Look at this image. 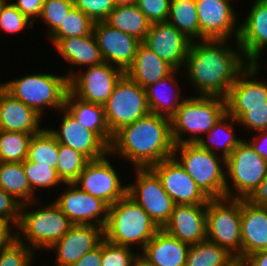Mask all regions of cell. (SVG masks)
Segmentation results:
<instances>
[{"label":"cell","mask_w":267,"mask_h":266,"mask_svg":"<svg viewBox=\"0 0 267 266\" xmlns=\"http://www.w3.org/2000/svg\"><path fill=\"white\" fill-rule=\"evenodd\" d=\"M228 41V42H227ZM236 47L229 40L192 41L183 69L185 80L191 83L197 96L226 97L237 76L249 65L238 41ZM187 71V72H186ZM193 84V85H192Z\"/></svg>","instance_id":"cell-1"},{"label":"cell","mask_w":267,"mask_h":266,"mask_svg":"<svg viewBox=\"0 0 267 266\" xmlns=\"http://www.w3.org/2000/svg\"><path fill=\"white\" fill-rule=\"evenodd\" d=\"M174 148L171 119L150 112L113 134L109 154L129 161L134 168H151L173 157Z\"/></svg>","instance_id":"cell-2"},{"label":"cell","mask_w":267,"mask_h":266,"mask_svg":"<svg viewBox=\"0 0 267 266\" xmlns=\"http://www.w3.org/2000/svg\"><path fill=\"white\" fill-rule=\"evenodd\" d=\"M39 200L21 204L17 225V240L34 252L48 250L73 226L54 201L40 208ZM33 206L38 208L33 210Z\"/></svg>","instance_id":"cell-3"},{"label":"cell","mask_w":267,"mask_h":266,"mask_svg":"<svg viewBox=\"0 0 267 266\" xmlns=\"http://www.w3.org/2000/svg\"><path fill=\"white\" fill-rule=\"evenodd\" d=\"M160 230L148 213L128 194L109 206L104 238L111 243L142 250Z\"/></svg>","instance_id":"cell-4"},{"label":"cell","mask_w":267,"mask_h":266,"mask_svg":"<svg viewBox=\"0 0 267 266\" xmlns=\"http://www.w3.org/2000/svg\"><path fill=\"white\" fill-rule=\"evenodd\" d=\"M226 113L224 97L197 95L187 97L171 118L175 145L198 143Z\"/></svg>","instance_id":"cell-5"},{"label":"cell","mask_w":267,"mask_h":266,"mask_svg":"<svg viewBox=\"0 0 267 266\" xmlns=\"http://www.w3.org/2000/svg\"><path fill=\"white\" fill-rule=\"evenodd\" d=\"M0 85L14 98L33 108L40 116L46 109L60 112L69 91V79L64 74L32 73Z\"/></svg>","instance_id":"cell-6"},{"label":"cell","mask_w":267,"mask_h":266,"mask_svg":"<svg viewBox=\"0 0 267 266\" xmlns=\"http://www.w3.org/2000/svg\"><path fill=\"white\" fill-rule=\"evenodd\" d=\"M173 157L209 199L226 197V160L198 143L175 145Z\"/></svg>","instance_id":"cell-7"},{"label":"cell","mask_w":267,"mask_h":266,"mask_svg":"<svg viewBox=\"0 0 267 266\" xmlns=\"http://www.w3.org/2000/svg\"><path fill=\"white\" fill-rule=\"evenodd\" d=\"M245 139L226 159L227 198L247 199L267 174V161Z\"/></svg>","instance_id":"cell-8"},{"label":"cell","mask_w":267,"mask_h":266,"mask_svg":"<svg viewBox=\"0 0 267 266\" xmlns=\"http://www.w3.org/2000/svg\"><path fill=\"white\" fill-rule=\"evenodd\" d=\"M207 239L241 256V199H210L206 211Z\"/></svg>","instance_id":"cell-9"},{"label":"cell","mask_w":267,"mask_h":266,"mask_svg":"<svg viewBox=\"0 0 267 266\" xmlns=\"http://www.w3.org/2000/svg\"><path fill=\"white\" fill-rule=\"evenodd\" d=\"M104 111L108 129L113 135L123 126L150 113L146 90L124 73L104 104Z\"/></svg>","instance_id":"cell-10"},{"label":"cell","mask_w":267,"mask_h":266,"mask_svg":"<svg viewBox=\"0 0 267 266\" xmlns=\"http://www.w3.org/2000/svg\"><path fill=\"white\" fill-rule=\"evenodd\" d=\"M85 68L76 72L70 65L71 70L65 74L69 79V91L85 102L104 105L125 72L107 62Z\"/></svg>","instance_id":"cell-11"},{"label":"cell","mask_w":267,"mask_h":266,"mask_svg":"<svg viewBox=\"0 0 267 266\" xmlns=\"http://www.w3.org/2000/svg\"><path fill=\"white\" fill-rule=\"evenodd\" d=\"M135 172L136 180L127 184V194L162 229L169 221L176 204L164 190L160 178L151 168H135Z\"/></svg>","instance_id":"cell-12"},{"label":"cell","mask_w":267,"mask_h":266,"mask_svg":"<svg viewBox=\"0 0 267 266\" xmlns=\"http://www.w3.org/2000/svg\"><path fill=\"white\" fill-rule=\"evenodd\" d=\"M109 158L110 154H107L103 158L90 160L74 184L111 206L127 194L128 185L122 184V178Z\"/></svg>","instance_id":"cell-13"},{"label":"cell","mask_w":267,"mask_h":266,"mask_svg":"<svg viewBox=\"0 0 267 266\" xmlns=\"http://www.w3.org/2000/svg\"><path fill=\"white\" fill-rule=\"evenodd\" d=\"M230 1L233 0H195L201 40H230L234 37L232 39L238 41L239 15Z\"/></svg>","instance_id":"cell-14"},{"label":"cell","mask_w":267,"mask_h":266,"mask_svg":"<svg viewBox=\"0 0 267 266\" xmlns=\"http://www.w3.org/2000/svg\"><path fill=\"white\" fill-rule=\"evenodd\" d=\"M67 187L54 202L69 218L73 225H97L105 227L109 205L100 198L81 190L74 183H64Z\"/></svg>","instance_id":"cell-15"},{"label":"cell","mask_w":267,"mask_h":266,"mask_svg":"<svg viewBox=\"0 0 267 266\" xmlns=\"http://www.w3.org/2000/svg\"><path fill=\"white\" fill-rule=\"evenodd\" d=\"M151 169L176 205H207L209 202L210 199L174 157L162 160Z\"/></svg>","instance_id":"cell-16"},{"label":"cell","mask_w":267,"mask_h":266,"mask_svg":"<svg viewBox=\"0 0 267 266\" xmlns=\"http://www.w3.org/2000/svg\"><path fill=\"white\" fill-rule=\"evenodd\" d=\"M260 68L261 65H248L225 97L226 111L236 120L245 113V106H267V82L257 77Z\"/></svg>","instance_id":"cell-17"},{"label":"cell","mask_w":267,"mask_h":266,"mask_svg":"<svg viewBox=\"0 0 267 266\" xmlns=\"http://www.w3.org/2000/svg\"><path fill=\"white\" fill-rule=\"evenodd\" d=\"M104 239V228L97 225H73L48 250L55 254V266H71Z\"/></svg>","instance_id":"cell-18"},{"label":"cell","mask_w":267,"mask_h":266,"mask_svg":"<svg viewBox=\"0 0 267 266\" xmlns=\"http://www.w3.org/2000/svg\"><path fill=\"white\" fill-rule=\"evenodd\" d=\"M143 43L175 70H182L191 41L166 21L151 23Z\"/></svg>","instance_id":"cell-19"},{"label":"cell","mask_w":267,"mask_h":266,"mask_svg":"<svg viewBox=\"0 0 267 266\" xmlns=\"http://www.w3.org/2000/svg\"><path fill=\"white\" fill-rule=\"evenodd\" d=\"M93 34L104 62L117 66L124 72L133 64L141 43L136 37L110 27L104 21H96Z\"/></svg>","instance_id":"cell-20"},{"label":"cell","mask_w":267,"mask_h":266,"mask_svg":"<svg viewBox=\"0 0 267 266\" xmlns=\"http://www.w3.org/2000/svg\"><path fill=\"white\" fill-rule=\"evenodd\" d=\"M60 111L63 117L60 128L48 127L59 144L79 151L89 160H97L109 154V146L94 131L77 122L65 108Z\"/></svg>","instance_id":"cell-21"},{"label":"cell","mask_w":267,"mask_h":266,"mask_svg":"<svg viewBox=\"0 0 267 266\" xmlns=\"http://www.w3.org/2000/svg\"><path fill=\"white\" fill-rule=\"evenodd\" d=\"M250 8L239 24L238 44L249 65H261L259 57L267 47V0H254Z\"/></svg>","instance_id":"cell-22"},{"label":"cell","mask_w":267,"mask_h":266,"mask_svg":"<svg viewBox=\"0 0 267 266\" xmlns=\"http://www.w3.org/2000/svg\"><path fill=\"white\" fill-rule=\"evenodd\" d=\"M206 211L207 205H175L162 229L190 245L206 240Z\"/></svg>","instance_id":"cell-23"},{"label":"cell","mask_w":267,"mask_h":266,"mask_svg":"<svg viewBox=\"0 0 267 266\" xmlns=\"http://www.w3.org/2000/svg\"><path fill=\"white\" fill-rule=\"evenodd\" d=\"M190 244L160 229L139 254L145 266H186Z\"/></svg>","instance_id":"cell-24"},{"label":"cell","mask_w":267,"mask_h":266,"mask_svg":"<svg viewBox=\"0 0 267 266\" xmlns=\"http://www.w3.org/2000/svg\"><path fill=\"white\" fill-rule=\"evenodd\" d=\"M42 118L0 85V130L34 135L44 128L41 126Z\"/></svg>","instance_id":"cell-25"},{"label":"cell","mask_w":267,"mask_h":266,"mask_svg":"<svg viewBox=\"0 0 267 266\" xmlns=\"http://www.w3.org/2000/svg\"><path fill=\"white\" fill-rule=\"evenodd\" d=\"M267 250V207L241 199V256Z\"/></svg>","instance_id":"cell-26"},{"label":"cell","mask_w":267,"mask_h":266,"mask_svg":"<svg viewBox=\"0 0 267 266\" xmlns=\"http://www.w3.org/2000/svg\"><path fill=\"white\" fill-rule=\"evenodd\" d=\"M180 72V70H174L167 77L145 88L147 103L151 113L170 119L176 114L177 109L187 98L186 96L182 97V92L179 91L181 88L178 80L182 81L178 79L180 77L179 74H181Z\"/></svg>","instance_id":"cell-27"},{"label":"cell","mask_w":267,"mask_h":266,"mask_svg":"<svg viewBox=\"0 0 267 266\" xmlns=\"http://www.w3.org/2000/svg\"><path fill=\"white\" fill-rule=\"evenodd\" d=\"M50 41L62 59L73 67L81 68L83 66L85 68L100 65L104 62L93 33L79 37L50 39Z\"/></svg>","instance_id":"cell-28"},{"label":"cell","mask_w":267,"mask_h":266,"mask_svg":"<svg viewBox=\"0 0 267 266\" xmlns=\"http://www.w3.org/2000/svg\"><path fill=\"white\" fill-rule=\"evenodd\" d=\"M174 70L171 65L141 42L137 48L133 64L125 71V74L145 89L156 81L167 77Z\"/></svg>","instance_id":"cell-29"},{"label":"cell","mask_w":267,"mask_h":266,"mask_svg":"<svg viewBox=\"0 0 267 266\" xmlns=\"http://www.w3.org/2000/svg\"><path fill=\"white\" fill-rule=\"evenodd\" d=\"M64 108L77 122L85 126L86 129L94 131L110 146L113 135L106 123L104 105L85 102L68 91Z\"/></svg>","instance_id":"cell-30"},{"label":"cell","mask_w":267,"mask_h":266,"mask_svg":"<svg viewBox=\"0 0 267 266\" xmlns=\"http://www.w3.org/2000/svg\"><path fill=\"white\" fill-rule=\"evenodd\" d=\"M235 123L238 124V121L226 113L218 120L213 128L198 141V144L202 148L226 160L231 155L232 151L244 140L236 136Z\"/></svg>","instance_id":"cell-31"},{"label":"cell","mask_w":267,"mask_h":266,"mask_svg":"<svg viewBox=\"0 0 267 266\" xmlns=\"http://www.w3.org/2000/svg\"><path fill=\"white\" fill-rule=\"evenodd\" d=\"M104 22L112 28L136 37L141 42L145 40L151 24L135 3L115 6Z\"/></svg>","instance_id":"cell-32"},{"label":"cell","mask_w":267,"mask_h":266,"mask_svg":"<svg viewBox=\"0 0 267 266\" xmlns=\"http://www.w3.org/2000/svg\"><path fill=\"white\" fill-rule=\"evenodd\" d=\"M0 188L12 195L19 203L38 200L27 180L23 163L0 162ZM37 196V197H35Z\"/></svg>","instance_id":"cell-33"},{"label":"cell","mask_w":267,"mask_h":266,"mask_svg":"<svg viewBox=\"0 0 267 266\" xmlns=\"http://www.w3.org/2000/svg\"><path fill=\"white\" fill-rule=\"evenodd\" d=\"M167 22L175 26L191 42L201 40L195 0H171Z\"/></svg>","instance_id":"cell-34"},{"label":"cell","mask_w":267,"mask_h":266,"mask_svg":"<svg viewBox=\"0 0 267 266\" xmlns=\"http://www.w3.org/2000/svg\"><path fill=\"white\" fill-rule=\"evenodd\" d=\"M58 151L59 143L57 139L45 127L32 136L27 159L38 163V165H48L57 170Z\"/></svg>","instance_id":"cell-35"},{"label":"cell","mask_w":267,"mask_h":266,"mask_svg":"<svg viewBox=\"0 0 267 266\" xmlns=\"http://www.w3.org/2000/svg\"><path fill=\"white\" fill-rule=\"evenodd\" d=\"M231 256L225 248L206 239L190 245L186 266H222Z\"/></svg>","instance_id":"cell-36"},{"label":"cell","mask_w":267,"mask_h":266,"mask_svg":"<svg viewBox=\"0 0 267 266\" xmlns=\"http://www.w3.org/2000/svg\"><path fill=\"white\" fill-rule=\"evenodd\" d=\"M33 134L0 130V162L21 163L28 156Z\"/></svg>","instance_id":"cell-37"},{"label":"cell","mask_w":267,"mask_h":266,"mask_svg":"<svg viewBox=\"0 0 267 266\" xmlns=\"http://www.w3.org/2000/svg\"><path fill=\"white\" fill-rule=\"evenodd\" d=\"M90 160L77 150L59 144L57 173L64 183H74Z\"/></svg>","instance_id":"cell-38"},{"label":"cell","mask_w":267,"mask_h":266,"mask_svg":"<svg viewBox=\"0 0 267 266\" xmlns=\"http://www.w3.org/2000/svg\"><path fill=\"white\" fill-rule=\"evenodd\" d=\"M94 21L79 8L73 7L63 22L49 35V39H63L91 35Z\"/></svg>","instance_id":"cell-39"},{"label":"cell","mask_w":267,"mask_h":266,"mask_svg":"<svg viewBox=\"0 0 267 266\" xmlns=\"http://www.w3.org/2000/svg\"><path fill=\"white\" fill-rule=\"evenodd\" d=\"M22 163L28 183L36 195V190L39 188L40 190H48V188H54L57 185H64V182L58 176L56 169L51 168L48 165H38V163L28 159H25Z\"/></svg>","instance_id":"cell-40"},{"label":"cell","mask_w":267,"mask_h":266,"mask_svg":"<svg viewBox=\"0 0 267 266\" xmlns=\"http://www.w3.org/2000/svg\"><path fill=\"white\" fill-rule=\"evenodd\" d=\"M134 247L117 245L105 238L102 240L101 266H137L139 253L133 251Z\"/></svg>","instance_id":"cell-41"},{"label":"cell","mask_w":267,"mask_h":266,"mask_svg":"<svg viewBox=\"0 0 267 266\" xmlns=\"http://www.w3.org/2000/svg\"><path fill=\"white\" fill-rule=\"evenodd\" d=\"M73 7L72 0H44L39 18L46 25L48 36L63 22Z\"/></svg>","instance_id":"cell-42"},{"label":"cell","mask_w":267,"mask_h":266,"mask_svg":"<svg viewBox=\"0 0 267 266\" xmlns=\"http://www.w3.org/2000/svg\"><path fill=\"white\" fill-rule=\"evenodd\" d=\"M34 26L20 10L9 1L0 6V30L7 34L23 32V30Z\"/></svg>","instance_id":"cell-43"},{"label":"cell","mask_w":267,"mask_h":266,"mask_svg":"<svg viewBox=\"0 0 267 266\" xmlns=\"http://www.w3.org/2000/svg\"><path fill=\"white\" fill-rule=\"evenodd\" d=\"M34 251L25 244L15 241L0 251V266H31L35 261Z\"/></svg>","instance_id":"cell-44"},{"label":"cell","mask_w":267,"mask_h":266,"mask_svg":"<svg viewBox=\"0 0 267 266\" xmlns=\"http://www.w3.org/2000/svg\"><path fill=\"white\" fill-rule=\"evenodd\" d=\"M74 7L79 8L94 22L104 21L114 9L113 0H72Z\"/></svg>","instance_id":"cell-45"},{"label":"cell","mask_w":267,"mask_h":266,"mask_svg":"<svg viewBox=\"0 0 267 266\" xmlns=\"http://www.w3.org/2000/svg\"><path fill=\"white\" fill-rule=\"evenodd\" d=\"M171 0H136L135 4L150 23L166 22Z\"/></svg>","instance_id":"cell-46"},{"label":"cell","mask_w":267,"mask_h":266,"mask_svg":"<svg viewBox=\"0 0 267 266\" xmlns=\"http://www.w3.org/2000/svg\"><path fill=\"white\" fill-rule=\"evenodd\" d=\"M237 121L252 132L267 130V106H245V113Z\"/></svg>","instance_id":"cell-47"},{"label":"cell","mask_w":267,"mask_h":266,"mask_svg":"<svg viewBox=\"0 0 267 266\" xmlns=\"http://www.w3.org/2000/svg\"><path fill=\"white\" fill-rule=\"evenodd\" d=\"M20 208L21 203L0 188V219L8 220L18 225L20 220Z\"/></svg>","instance_id":"cell-48"},{"label":"cell","mask_w":267,"mask_h":266,"mask_svg":"<svg viewBox=\"0 0 267 266\" xmlns=\"http://www.w3.org/2000/svg\"><path fill=\"white\" fill-rule=\"evenodd\" d=\"M12 2L20 12L25 15L31 22H36L42 11L44 0H16Z\"/></svg>","instance_id":"cell-49"},{"label":"cell","mask_w":267,"mask_h":266,"mask_svg":"<svg viewBox=\"0 0 267 266\" xmlns=\"http://www.w3.org/2000/svg\"><path fill=\"white\" fill-rule=\"evenodd\" d=\"M15 241H17V225L0 219V251L10 247Z\"/></svg>","instance_id":"cell-50"},{"label":"cell","mask_w":267,"mask_h":266,"mask_svg":"<svg viewBox=\"0 0 267 266\" xmlns=\"http://www.w3.org/2000/svg\"><path fill=\"white\" fill-rule=\"evenodd\" d=\"M253 138H249L247 142L253 150L267 161V130L254 132Z\"/></svg>","instance_id":"cell-51"},{"label":"cell","mask_w":267,"mask_h":266,"mask_svg":"<svg viewBox=\"0 0 267 266\" xmlns=\"http://www.w3.org/2000/svg\"><path fill=\"white\" fill-rule=\"evenodd\" d=\"M251 204L267 207V174L260 182L259 186L252 192V194L246 199Z\"/></svg>","instance_id":"cell-52"},{"label":"cell","mask_w":267,"mask_h":266,"mask_svg":"<svg viewBox=\"0 0 267 266\" xmlns=\"http://www.w3.org/2000/svg\"><path fill=\"white\" fill-rule=\"evenodd\" d=\"M102 242L94 250L87 252L81 259L71 266H101Z\"/></svg>","instance_id":"cell-53"},{"label":"cell","mask_w":267,"mask_h":266,"mask_svg":"<svg viewBox=\"0 0 267 266\" xmlns=\"http://www.w3.org/2000/svg\"><path fill=\"white\" fill-rule=\"evenodd\" d=\"M249 266H267V250L255 252L247 256Z\"/></svg>","instance_id":"cell-54"},{"label":"cell","mask_w":267,"mask_h":266,"mask_svg":"<svg viewBox=\"0 0 267 266\" xmlns=\"http://www.w3.org/2000/svg\"><path fill=\"white\" fill-rule=\"evenodd\" d=\"M222 266H249L247 257L232 255Z\"/></svg>","instance_id":"cell-55"},{"label":"cell","mask_w":267,"mask_h":266,"mask_svg":"<svg viewBox=\"0 0 267 266\" xmlns=\"http://www.w3.org/2000/svg\"><path fill=\"white\" fill-rule=\"evenodd\" d=\"M136 0H113L115 6H122L127 4H134Z\"/></svg>","instance_id":"cell-56"},{"label":"cell","mask_w":267,"mask_h":266,"mask_svg":"<svg viewBox=\"0 0 267 266\" xmlns=\"http://www.w3.org/2000/svg\"><path fill=\"white\" fill-rule=\"evenodd\" d=\"M6 1H8V0H0V6H1L2 4H4Z\"/></svg>","instance_id":"cell-57"},{"label":"cell","mask_w":267,"mask_h":266,"mask_svg":"<svg viewBox=\"0 0 267 266\" xmlns=\"http://www.w3.org/2000/svg\"><path fill=\"white\" fill-rule=\"evenodd\" d=\"M137 266H145V265H143V264L139 261V263L137 264Z\"/></svg>","instance_id":"cell-58"}]
</instances>
